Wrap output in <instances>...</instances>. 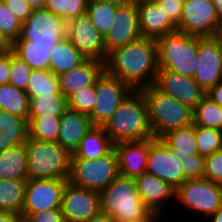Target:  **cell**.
<instances>
[{"label":"cell","mask_w":222,"mask_h":222,"mask_svg":"<svg viewBox=\"0 0 222 222\" xmlns=\"http://www.w3.org/2000/svg\"><path fill=\"white\" fill-rule=\"evenodd\" d=\"M104 71L134 91L153 85L158 72L156 40L142 37L110 51L104 62Z\"/></svg>","instance_id":"1"},{"label":"cell","mask_w":222,"mask_h":222,"mask_svg":"<svg viewBox=\"0 0 222 222\" xmlns=\"http://www.w3.org/2000/svg\"><path fill=\"white\" fill-rule=\"evenodd\" d=\"M103 128L114 144L154 138L143 94L140 91H133Z\"/></svg>","instance_id":"2"},{"label":"cell","mask_w":222,"mask_h":222,"mask_svg":"<svg viewBox=\"0 0 222 222\" xmlns=\"http://www.w3.org/2000/svg\"><path fill=\"white\" fill-rule=\"evenodd\" d=\"M147 103L152 133L160 139L167 132L193 125V108L166 95L153 85L139 90Z\"/></svg>","instance_id":"3"},{"label":"cell","mask_w":222,"mask_h":222,"mask_svg":"<svg viewBox=\"0 0 222 222\" xmlns=\"http://www.w3.org/2000/svg\"><path fill=\"white\" fill-rule=\"evenodd\" d=\"M28 179H68L72 154L58 142L27 137Z\"/></svg>","instance_id":"4"},{"label":"cell","mask_w":222,"mask_h":222,"mask_svg":"<svg viewBox=\"0 0 222 222\" xmlns=\"http://www.w3.org/2000/svg\"><path fill=\"white\" fill-rule=\"evenodd\" d=\"M100 211L115 222H126L146 216L150 210L140 199L135 178L119 175L99 192Z\"/></svg>","instance_id":"5"},{"label":"cell","mask_w":222,"mask_h":222,"mask_svg":"<svg viewBox=\"0 0 222 222\" xmlns=\"http://www.w3.org/2000/svg\"><path fill=\"white\" fill-rule=\"evenodd\" d=\"M176 201L178 204L174 205L175 210L177 208L178 212L183 213L182 216L188 218L190 216L189 219L191 220L196 214L195 221L200 222L199 220L202 218L203 222L222 207V191L219 183L212 182L207 178L190 179L186 180L176 190ZM182 209L186 210L185 212L189 216L184 214L185 212Z\"/></svg>","instance_id":"6"},{"label":"cell","mask_w":222,"mask_h":222,"mask_svg":"<svg viewBox=\"0 0 222 222\" xmlns=\"http://www.w3.org/2000/svg\"><path fill=\"white\" fill-rule=\"evenodd\" d=\"M158 69H166L193 78L198 54L199 36L179 31L156 40Z\"/></svg>","instance_id":"7"},{"label":"cell","mask_w":222,"mask_h":222,"mask_svg":"<svg viewBox=\"0 0 222 222\" xmlns=\"http://www.w3.org/2000/svg\"><path fill=\"white\" fill-rule=\"evenodd\" d=\"M118 176V157L113 148L108 154L96 160L71 159L68 182L99 193Z\"/></svg>","instance_id":"8"},{"label":"cell","mask_w":222,"mask_h":222,"mask_svg":"<svg viewBox=\"0 0 222 222\" xmlns=\"http://www.w3.org/2000/svg\"><path fill=\"white\" fill-rule=\"evenodd\" d=\"M67 37V22L45 8L33 9L12 45H51Z\"/></svg>","instance_id":"9"},{"label":"cell","mask_w":222,"mask_h":222,"mask_svg":"<svg viewBox=\"0 0 222 222\" xmlns=\"http://www.w3.org/2000/svg\"><path fill=\"white\" fill-rule=\"evenodd\" d=\"M134 90L105 71L96 79V103L89 115L93 126H104L120 104Z\"/></svg>","instance_id":"10"},{"label":"cell","mask_w":222,"mask_h":222,"mask_svg":"<svg viewBox=\"0 0 222 222\" xmlns=\"http://www.w3.org/2000/svg\"><path fill=\"white\" fill-rule=\"evenodd\" d=\"M68 179H27L21 215L50 209H61L63 191Z\"/></svg>","instance_id":"11"},{"label":"cell","mask_w":222,"mask_h":222,"mask_svg":"<svg viewBox=\"0 0 222 222\" xmlns=\"http://www.w3.org/2000/svg\"><path fill=\"white\" fill-rule=\"evenodd\" d=\"M146 172L177 190L185 181L182 161L161 139H149Z\"/></svg>","instance_id":"12"},{"label":"cell","mask_w":222,"mask_h":222,"mask_svg":"<svg viewBox=\"0 0 222 222\" xmlns=\"http://www.w3.org/2000/svg\"><path fill=\"white\" fill-rule=\"evenodd\" d=\"M219 25L211 0H184L183 13L177 31L199 37H215Z\"/></svg>","instance_id":"13"},{"label":"cell","mask_w":222,"mask_h":222,"mask_svg":"<svg viewBox=\"0 0 222 222\" xmlns=\"http://www.w3.org/2000/svg\"><path fill=\"white\" fill-rule=\"evenodd\" d=\"M193 79L205 92L222 81V43L216 37H199Z\"/></svg>","instance_id":"14"},{"label":"cell","mask_w":222,"mask_h":222,"mask_svg":"<svg viewBox=\"0 0 222 222\" xmlns=\"http://www.w3.org/2000/svg\"><path fill=\"white\" fill-rule=\"evenodd\" d=\"M67 38L84 58L105 62L104 37L86 13L67 22Z\"/></svg>","instance_id":"15"},{"label":"cell","mask_w":222,"mask_h":222,"mask_svg":"<svg viewBox=\"0 0 222 222\" xmlns=\"http://www.w3.org/2000/svg\"><path fill=\"white\" fill-rule=\"evenodd\" d=\"M61 210L64 222H86L100 212L99 193L67 181Z\"/></svg>","instance_id":"16"},{"label":"cell","mask_w":222,"mask_h":222,"mask_svg":"<svg viewBox=\"0 0 222 222\" xmlns=\"http://www.w3.org/2000/svg\"><path fill=\"white\" fill-rule=\"evenodd\" d=\"M153 86L193 109L206 96V92L192 77L166 69H158Z\"/></svg>","instance_id":"17"},{"label":"cell","mask_w":222,"mask_h":222,"mask_svg":"<svg viewBox=\"0 0 222 222\" xmlns=\"http://www.w3.org/2000/svg\"><path fill=\"white\" fill-rule=\"evenodd\" d=\"M142 38L136 2L118 6L115 21L104 36L106 54Z\"/></svg>","instance_id":"18"},{"label":"cell","mask_w":222,"mask_h":222,"mask_svg":"<svg viewBox=\"0 0 222 222\" xmlns=\"http://www.w3.org/2000/svg\"><path fill=\"white\" fill-rule=\"evenodd\" d=\"M135 181L140 199L150 211L158 213L162 217L165 215L167 217L171 211H175L167 210L168 208L174 209L173 203L176 205V190L171 185L148 172L137 176Z\"/></svg>","instance_id":"19"},{"label":"cell","mask_w":222,"mask_h":222,"mask_svg":"<svg viewBox=\"0 0 222 222\" xmlns=\"http://www.w3.org/2000/svg\"><path fill=\"white\" fill-rule=\"evenodd\" d=\"M136 5L142 37L157 40L177 31V27L168 19L155 0H140Z\"/></svg>","instance_id":"20"},{"label":"cell","mask_w":222,"mask_h":222,"mask_svg":"<svg viewBox=\"0 0 222 222\" xmlns=\"http://www.w3.org/2000/svg\"><path fill=\"white\" fill-rule=\"evenodd\" d=\"M118 157L119 175L136 178L147 167L149 139L141 141H122L114 144Z\"/></svg>","instance_id":"21"},{"label":"cell","mask_w":222,"mask_h":222,"mask_svg":"<svg viewBox=\"0 0 222 222\" xmlns=\"http://www.w3.org/2000/svg\"><path fill=\"white\" fill-rule=\"evenodd\" d=\"M92 126L89 115L68 108L60 116L57 142L73 154Z\"/></svg>","instance_id":"22"},{"label":"cell","mask_w":222,"mask_h":222,"mask_svg":"<svg viewBox=\"0 0 222 222\" xmlns=\"http://www.w3.org/2000/svg\"><path fill=\"white\" fill-rule=\"evenodd\" d=\"M103 71V62L86 59L79 66L58 76L61 93L68 98L76 90L93 85Z\"/></svg>","instance_id":"23"},{"label":"cell","mask_w":222,"mask_h":222,"mask_svg":"<svg viewBox=\"0 0 222 222\" xmlns=\"http://www.w3.org/2000/svg\"><path fill=\"white\" fill-rule=\"evenodd\" d=\"M113 148L114 143L103 126H92L72 154L71 159L96 160L108 154Z\"/></svg>","instance_id":"24"},{"label":"cell","mask_w":222,"mask_h":222,"mask_svg":"<svg viewBox=\"0 0 222 222\" xmlns=\"http://www.w3.org/2000/svg\"><path fill=\"white\" fill-rule=\"evenodd\" d=\"M27 162L25 143L0 151V178L27 180Z\"/></svg>","instance_id":"25"},{"label":"cell","mask_w":222,"mask_h":222,"mask_svg":"<svg viewBox=\"0 0 222 222\" xmlns=\"http://www.w3.org/2000/svg\"><path fill=\"white\" fill-rule=\"evenodd\" d=\"M85 60L86 58L66 37L51 49L49 70L59 76L79 66Z\"/></svg>","instance_id":"26"},{"label":"cell","mask_w":222,"mask_h":222,"mask_svg":"<svg viewBox=\"0 0 222 222\" xmlns=\"http://www.w3.org/2000/svg\"><path fill=\"white\" fill-rule=\"evenodd\" d=\"M173 153L179 158H186V155L197 154L195 138V125L174 129L167 132L160 138Z\"/></svg>","instance_id":"27"},{"label":"cell","mask_w":222,"mask_h":222,"mask_svg":"<svg viewBox=\"0 0 222 222\" xmlns=\"http://www.w3.org/2000/svg\"><path fill=\"white\" fill-rule=\"evenodd\" d=\"M27 180L0 178V211L21 214Z\"/></svg>","instance_id":"28"},{"label":"cell","mask_w":222,"mask_h":222,"mask_svg":"<svg viewBox=\"0 0 222 222\" xmlns=\"http://www.w3.org/2000/svg\"><path fill=\"white\" fill-rule=\"evenodd\" d=\"M29 96L26 91L13 85H0V109L16 116H21L28 121Z\"/></svg>","instance_id":"29"},{"label":"cell","mask_w":222,"mask_h":222,"mask_svg":"<svg viewBox=\"0 0 222 222\" xmlns=\"http://www.w3.org/2000/svg\"><path fill=\"white\" fill-rule=\"evenodd\" d=\"M29 98L40 95L62 94L59 77L50 70H32L26 85Z\"/></svg>","instance_id":"30"},{"label":"cell","mask_w":222,"mask_h":222,"mask_svg":"<svg viewBox=\"0 0 222 222\" xmlns=\"http://www.w3.org/2000/svg\"><path fill=\"white\" fill-rule=\"evenodd\" d=\"M60 116H28V136L40 141L57 142Z\"/></svg>","instance_id":"31"},{"label":"cell","mask_w":222,"mask_h":222,"mask_svg":"<svg viewBox=\"0 0 222 222\" xmlns=\"http://www.w3.org/2000/svg\"><path fill=\"white\" fill-rule=\"evenodd\" d=\"M51 45H11L12 52L32 70H49Z\"/></svg>","instance_id":"32"},{"label":"cell","mask_w":222,"mask_h":222,"mask_svg":"<svg viewBox=\"0 0 222 222\" xmlns=\"http://www.w3.org/2000/svg\"><path fill=\"white\" fill-rule=\"evenodd\" d=\"M117 8V5L104 1L89 0L88 2L86 14L103 37L115 21Z\"/></svg>","instance_id":"33"},{"label":"cell","mask_w":222,"mask_h":222,"mask_svg":"<svg viewBox=\"0 0 222 222\" xmlns=\"http://www.w3.org/2000/svg\"><path fill=\"white\" fill-rule=\"evenodd\" d=\"M28 116H61L67 109V98L63 94L40 95L29 98Z\"/></svg>","instance_id":"34"},{"label":"cell","mask_w":222,"mask_h":222,"mask_svg":"<svg viewBox=\"0 0 222 222\" xmlns=\"http://www.w3.org/2000/svg\"><path fill=\"white\" fill-rule=\"evenodd\" d=\"M193 124L222 130V106L205 96L193 109Z\"/></svg>","instance_id":"35"},{"label":"cell","mask_w":222,"mask_h":222,"mask_svg":"<svg viewBox=\"0 0 222 222\" xmlns=\"http://www.w3.org/2000/svg\"><path fill=\"white\" fill-rule=\"evenodd\" d=\"M89 0H47L45 9L66 22L86 13Z\"/></svg>","instance_id":"36"},{"label":"cell","mask_w":222,"mask_h":222,"mask_svg":"<svg viewBox=\"0 0 222 222\" xmlns=\"http://www.w3.org/2000/svg\"><path fill=\"white\" fill-rule=\"evenodd\" d=\"M195 138L198 153L207 157L222 149V130L195 125Z\"/></svg>","instance_id":"37"},{"label":"cell","mask_w":222,"mask_h":222,"mask_svg":"<svg viewBox=\"0 0 222 222\" xmlns=\"http://www.w3.org/2000/svg\"><path fill=\"white\" fill-rule=\"evenodd\" d=\"M67 103L69 109L90 115L96 103V81L73 92L67 98Z\"/></svg>","instance_id":"38"},{"label":"cell","mask_w":222,"mask_h":222,"mask_svg":"<svg viewBox=\"0 0 222 222\" xmlns=\"http://www.w3.org/2000/svg\"><path fill=\"white\" fill-rule=\"evenodd\" d=\"M0 132L8 138H27L28 121L0 109Z\"/></svg>","instance_id":"39"},{"label":"cell","mask_w":222,"mask_h":222,"mask_svg":"<svg viewBox=\"0 0 222 222\" xmlns=\"http://www.w3.org/2000/svg\"><path fill=\"white\" fill-rule=\"evenodd\" d=\"M22 23L10 12L4 1H0V30L13 43L20 37Z\"/></svg>","instance_id":"40"},{"label":"cell","mask_w":222,"mask_h":222,"mask_svg":"<svg viewBox=\"0 0 222 222\" xmlns=\"http://www.w3.org/2000/svg\"><path fill=\"white\" fill-rule=\"evenodd\" d=\"M32 69L22 59L17 57L11 50V70L9 84L26 91V85Z\"/></svg>","instance_id":"41"},{"label":"cell","mask_w":222,"mask_h":222,"mask_svg":"<svg viewBox=\"0 0 222 222\" xmlns=\"http://www.w3.org/2000/svg\"><path fill=\"white\" fill-rule=\"evenodd\" d=\"M179 159L182 161V169L186 180L200 179L204 177V156L197 153L186 155V158Z\"/></svg>","instance_id":"42"},{"label":"cell","mask_w":222,"mask_h":222,"mask_svg":"<svg viewBox=\"0 0 222 222\" xmlns=\"http://www.w3.org/2000/svg\"><path fill=\"white\" fill-rule=\"evenodd\" d=\"M204 178L215 183L222 180V149L205 157Z\"/></svg>","instance_id":"43"},{"label":"cell","mask_w":222,"mask_h":222,"mask_svg":"<svg viewBox=\"0 0 222 222\" xmlns=\"http://www.w3.org/2000/svg\"><path fill=\"white\" fill-rule=\"evenodd\" d=\"M168 19L178 27L183 13L184 0H155Z\"/></svg>","instance_id":"44"},{"label":"cell","mask_w":222,"mask_h":222,"mask_svg":"<svg viewBox=\"0 0 222 222\" xmlns=\"http://www.w3.org/2000/svg\"><path fill=\"white\" fill-rule=\"evenodd\" d=\"M4 3L21 23L26 21L33 10L26 0H5Z\"/></svg>","instance_id":"45"},{"label":"cell","mask_w":222,"mask_h":222,"mask_svg":"<svg viewBox=\"0 0 222 222\" xmlns=\"http://www.w3.org/2000/svg\"><path fill=\"white\" fill-rule=\"evenodd\" d=\"M26 220L28 222H64L61 209H50L30 214Z\"/></svg>","instance_id":"46"},{"label":"cell","mask_w":222,"mask_h":222,"mask_svg":"<svg viewBox=\"0 0 222 222\" xmlns=\"http://www.w3.org/2000/svg\"><path fill=\"white\" fill-rule=\"evenodd\" d=\"M11 70V49L0 50V85L9 82Z\"/></svg>","instance_id":"47"},{"label":"cell","mask_w":222,"mask_h":222,"mask_svg":"<svg viewBox=\"0 0 222 222\" xmlns=\"http://www.w3.org/2000/svg\"><path fill=\"white\" fill-rule=\"evenodd\" d=\"M26 139L27 138H8L5 134L0 132V151L24 144Z\"/></svg>","instance_id":"48"},{"label":"cell","mask_w":222,"mask_h":222,"mask_svg":"<svg viewBox=\"0 0 222 222\" xmlns=\"http://www.w3.org/2000/svg\"><path fill=\"white\" fill-rule=\"evenodd\" d=\"M206 96L212 101L222 106V81L206 92Z\"/></svg>","instance_id":"49"},{"label":"cell","mask_w":222,"mask_h":222,"mask_svg":"<svg viewBox=\"0 0 222 222\" xmlns=\"http://www.w3.org/2000/svg\"><path fill=\"white\" fill-rule=\"evenodd\" d=\"M126 222H169V221L167 220V218L162 217L158 213L150 211L146 216L137 219H132Z\"/></svg>","instance_id":"50"},{"label":"cell","mask_w":222,"mask_h":222,"mask_svg":"<svg viewBox=\"0 0 222 222\" xmlns=\"http://www.w3.org/2000/svg\"><path fill=\"white\" fill-rule=\"evenodd\" d=\"M22 219L23 217L21 214L0 211V222H20Z\"/></svg>","instance_id":"51"},{"label":"cell","mask_w":222,"mask_h":222,"mask_svg":"<svg viewBox=\"0 0 222 222\" xmlns=\"http://www.w3.org/2000/svg\"><path fill=\"white\" fill-rule=\"evenodd\" d=\"M86 222H115L107 213L99 212Z\"/></svg>","instance_id":"52"},{"label":"cell","mask_w":222,"mask_h":222,"mask_svg":"<svg viewBox=\"0 0 222 222\" xmlns=\"http://www.w3.org/2000/svg\"><path fill=\"white\" fill-rule=\"evenodd\" d=\"M12 43L3 35L0 30V50H9L11 49Z\"/></svg>","instance_id":"53"},{"label":"cell","mask_w":222,"mask_h":222,"mask_svg":"<svg viewBox=\"0 0 222 222\" xmlns=\"http://www.w3.org/2000/svg\"><path fill=\"white\" fill-rule=\"evenodd\" d=\"M32 9L44 8L47 0H26Z\"/></svg>","instance_id":"54"},{"label":"cell","mask_w":222,"mask_h":222,"mask_svg":"<svg viewBox=\"0 0 222 222\" xmlns=\"http://www.w3.org/2000/svg\"><path fill=\"white\" fill-rule=\"evenodd\" d=\"M206 222H222V207L212 214Z\"/></svg>","instance_id":"55"},{"label":"cell","mask_w":222,"mask_h":222,"mask_svg":"<svg viewBox=\"0 0 222 222\" xmlns=\"http://www.w3.org/2000/svg\"><path fill=\"white\" fill-rule=\"evenodd\" d=\"M219 20L222 19V0H211Z\"/></svg>","instance_id":"56"},{"label":"cell","mask_w":222,"mask_h":222,"mask_svg":"<svg viewBox=\"0 0 222 222\" xmlns=\"http://www.w3.org/2000/svg\"><path fill=\"white\" fill-rule=\"evenodd\" d=\"M99 1L112 3V4H115L117 6L126 5V4L134 2L133 0H99Z\"/></svg>","instance_id":"57"},{"label":"cell","mask_w":222,"mask_h":222,"mask_svg":"<svg viewBox=\"0 0 222 222\" xmlns=\"http://www.w3.org/2000/svg\"><path fill=\"white\" fill-rule=\"evenodd\" d=\"M215 37L222 43V19L219 20V25Z\"/></svg>","instance_id":"58"},{"label":"cell","mask_w":222,"mask_h":222,"mask_svg":"<svg viewBox=\"0 0 222 222\" xmlns=\"http://www.w3.org/2000/svg\"><path fill=\"white\" fill-rule=\"evenodd\" d=\"M220 190L222 191V180L219 182Z\"/></svg>","instance_id":"59"},{"label":"cell","mask_w":222,"mask_h":222,"mask_svg":"<svg viewBox=\"0 0 222 222\" xmlns=\"http://www.w3.org/2000/svg\"><path fill=\"white\" fill-rule=\"evenodd\" d=\"M20 222H28V221H27L26 219L23 218Z\"/></svg>","instance_id":"60"}]
</instances>
